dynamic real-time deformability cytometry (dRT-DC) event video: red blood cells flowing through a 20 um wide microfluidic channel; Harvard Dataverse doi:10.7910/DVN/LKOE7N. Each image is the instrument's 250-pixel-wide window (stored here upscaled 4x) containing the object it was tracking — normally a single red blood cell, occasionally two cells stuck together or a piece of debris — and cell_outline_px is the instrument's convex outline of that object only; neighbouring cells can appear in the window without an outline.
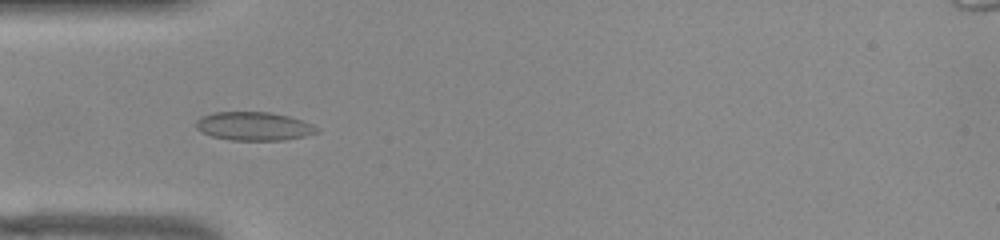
{"species": "common noctule bat (a hibernating species)", "species_latin": "Nyctalus noctula", "temperature_condition": "warm", "stored_images_in_passage": 37, "camera_frame_rate_fps": 3000, "um_per_image_px": 0.085, "animal": {"sex": "female", "body_mass_g": 22.0, "forearm_length_mm": 56.7}, "frame": {"image": 1, "passage_image": 1, "time_ms": 0.0, "image_size_px": [1000, 240], "cell_outline_px": [[320, 132], [304, 136], [284, 140], [232, 140], [212, 136], [200, 132], [196, 128], [196, 120], [204, 116], [216, 112], [272, 112], [288, 116], [312, 124], [320, 128]], "centroid_in_image_um": [21.6, 10.73], "position_along_channel_um": 63.4, "area_um2": 20.06}}
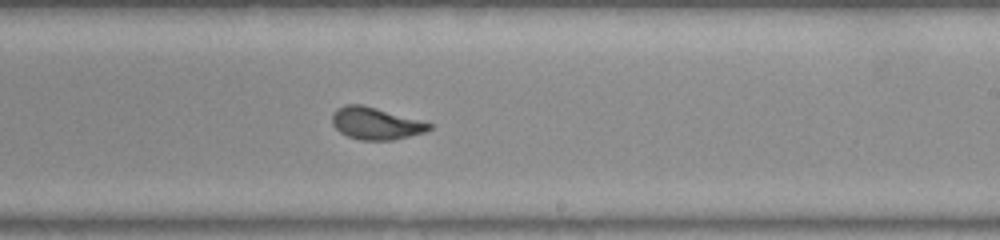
{"frame": {"image": 2, "passage_image": 16, "time_ms": 5.0, "image_size_px": [1000, 240], "cell_outline_px": [[432, 128], [424, 132], [392, 140], [360, 140], [348, 136], [340, 132], [332, 124], [332, 112], [336, 108], [344, 104], [364, 104], [432, 124]], "centroid_in_image_um": [31.88, 10.47], "position_along_channel_um": 257.1, "area_um2": 18.09}}
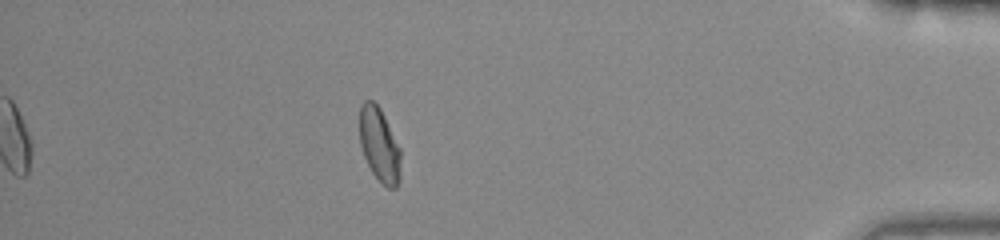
{"frame": {"image": 3, "passage_image": 31, "time_ms": 10.0, "image_size_px": [1000, 240], "cell_outline_px": [[400, 180], [396, 188], [388, 188], [372, 172], [364, 156], [360, 144], [360, 104], [364, 100], [372, 100], [380, 108], [400, 148]], "centroid_in_image_um": [32.25, 12.3], "position_along_channel_um": 403.0, "area_um2": 17.57}, "authors_computed_cell_mechanics": {"area_um2": 18.3804, "velocity_mm_per_s": 3.8854, "shape_relaxation_time_tau1_ms": 5.2103, "shape_relaxation_time_tau2_ms": null, "deformation_change_tau1": 0.1573, "deformation_change_tau2": null}}